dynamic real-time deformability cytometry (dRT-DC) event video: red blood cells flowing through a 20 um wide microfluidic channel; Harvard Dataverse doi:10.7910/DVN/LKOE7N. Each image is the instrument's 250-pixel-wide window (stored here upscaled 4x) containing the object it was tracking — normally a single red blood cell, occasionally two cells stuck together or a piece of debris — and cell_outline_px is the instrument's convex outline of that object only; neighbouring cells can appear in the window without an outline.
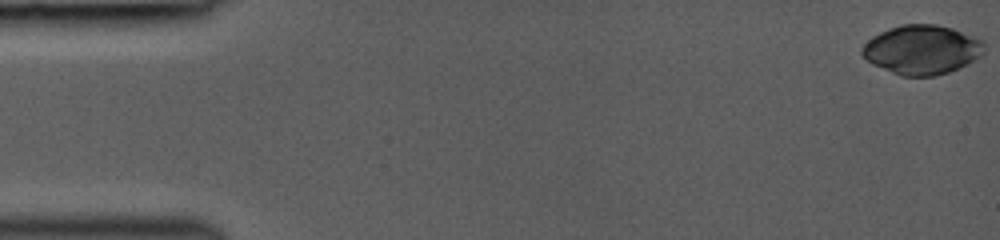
{"species": "common noctule bat (a hibernating species)", "species_latin": "Nyctalus noctula", "temperature_condition": "room temperature", "stored_images_in_passage": 16, "camera_frame_rate_fps": 3000, "um_per_image_px": 0.085, "animal": {"sex": "female", "body_mass_g": 19.0, "forearm_length_mm": 53.3}, "frame": {"image": 1, "passage_image": 1, "time_ms": 0.0, "image_size_px": [1000, 240], "cell_outline_px": [[984, 52], [980, 56], [968, 64], [948, 72], [936, 76], [900, 76], [872, 64], [860, 52], [860, 48], [872, 36], [888, 28], [900, 24], [936, 24], [952, 28], [976, 36], [984, 40]], "centroid_in_image_um": [78.37, 4.21], "position_along_channel_um": 6.6, "area_um2": 35.37}}